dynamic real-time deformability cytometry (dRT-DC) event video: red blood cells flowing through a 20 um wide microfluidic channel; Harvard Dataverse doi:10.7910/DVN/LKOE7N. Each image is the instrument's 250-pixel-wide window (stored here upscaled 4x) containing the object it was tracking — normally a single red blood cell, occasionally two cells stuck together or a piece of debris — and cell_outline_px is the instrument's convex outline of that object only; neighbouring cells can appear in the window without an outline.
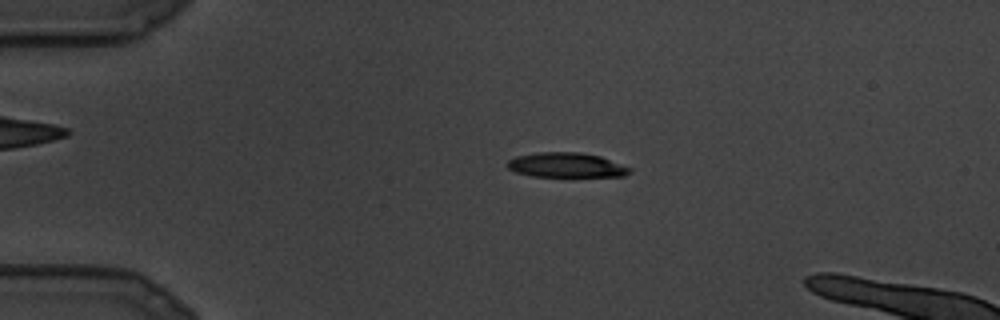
{"species": "common noctule bat (a hibernating species)", "species_latin": "Nyctalus noctula", "temperature_condition": "cold", "stored_images_in_passage": 17, "camera_frame_rate_fps": 3000, "um_per_image_px": 0.085, "animal": {"sex": "male", "body_mass_g": 19.5, "forearm_length_mm": 54.6}, "frame": {"image": 1, "passage_image": 6, "time_ms": 1.667, "image_size_px": [1000, 320], "cell_outline_px": [[632, 172], [624, 176], [532, 176], [516, 172], [508, 168], [508, 160], [516, 156], [536, 152], [580, 152], [600, 156], [632, 168]], "centroid_in_image_um": [48.15, 14.02], "position_along_channel_um": 36.8, "area_um2": 17.57}}
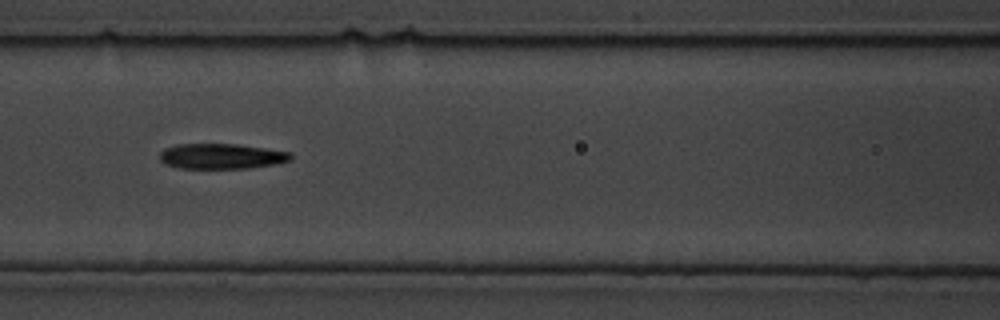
{"frame": {"image": 2, "passage_image": 12, "time_ms": 3.667, "image_size_px": [1000, 320], "cell_outline_px": [[292, 160], [276, 164], [248, 168], [176, 168], [164, 164], [160, 160], [160, 152], [164, 148], [176, 144], [236, 144], [292, 152]], "centroid_in_image_um": [18.81, 13.28], "position_along_channel_um": 147.8, "area_um2": 19.48}}
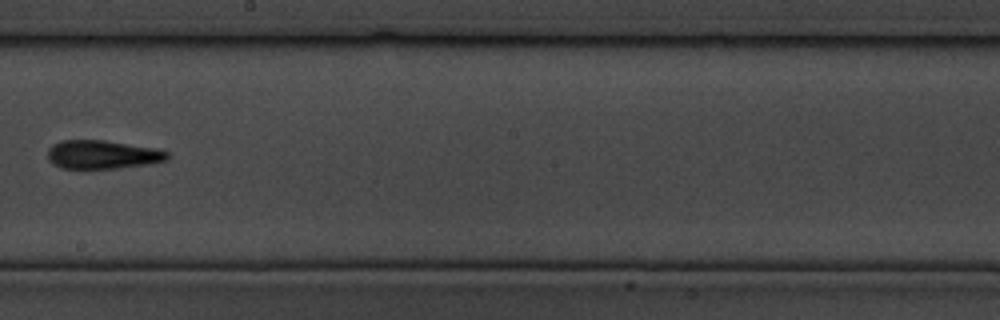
{"frame": {"image": 3, "passage_image": 16, "time_ms": 5.0, "image_size_px": [1000, 320], "cell_outline_px": [[168, 160], [152, 164], [120, 168], [60, 168], [48, 160], [48, 148], [52, 144], [60, 140], [104, 140], [156, 148], [168, 152]], "centroid_in_image_um": [8.72, 13.14], "position_along_channel_um": 239.5, "area_um2": 20.11}}